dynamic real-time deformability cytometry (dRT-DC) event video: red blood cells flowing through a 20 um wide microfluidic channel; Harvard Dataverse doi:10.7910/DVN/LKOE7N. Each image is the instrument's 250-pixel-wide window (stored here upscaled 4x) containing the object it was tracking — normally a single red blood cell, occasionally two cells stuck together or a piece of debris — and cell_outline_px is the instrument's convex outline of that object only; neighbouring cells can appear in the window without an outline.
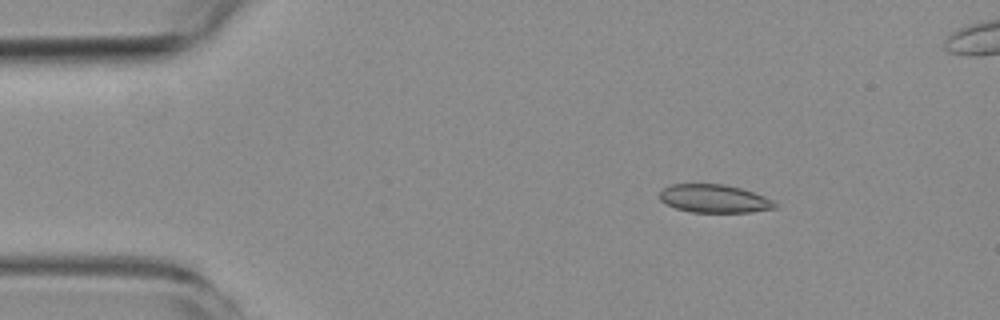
{"species": "common noctule bat (a hibernating species)", "species_latin": "Nyctalus noctula", "temperature_condition": "room temperature", "stored_images_in_passage": 5, "camera_frame_rate_fps": 3000, "um_per_image_px": 0.085, "animal": {"sex": "female", "body_mass_g": 19.3, "forearm_length_mm": 54.1}, "frame": {"image": 1, "passage_image": 2, "time_ms": 1.0, "image_size_px": [1000, 320], "cell_outline_px": [[776, 208], [752, 212], [692, 212], [676, 208], [660, 200], [660, 192], [664, 188], [672, 184], [724, 184], [740, 188], [764, 196], [772, 200], [776, 204]], "centroid_in_image_um": [60.72, 16.88], "position_along_channel_um": 24.3, "area_um2": 18.73}}
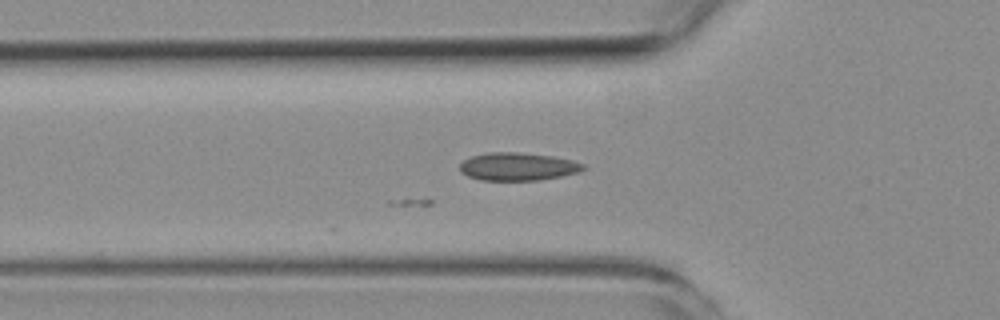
{"frame": {"image": 2, "passage_image": 5, "time_ms": 4.333, "image_size_px": [1000, 320], "cell_outline_px": [[588, 168], [580, 172], [540, 180], [480, 180], [468, 176], [460, 172], [460, 164], [464, 160], [472, 156], [488, 152], [516, 152], [552, 156], [572, 160], [584, 164]], "centroid_in_image_um": [44.03, 14.16], "position_along_channel_um": 81.8, "area_um2": 20.11}}